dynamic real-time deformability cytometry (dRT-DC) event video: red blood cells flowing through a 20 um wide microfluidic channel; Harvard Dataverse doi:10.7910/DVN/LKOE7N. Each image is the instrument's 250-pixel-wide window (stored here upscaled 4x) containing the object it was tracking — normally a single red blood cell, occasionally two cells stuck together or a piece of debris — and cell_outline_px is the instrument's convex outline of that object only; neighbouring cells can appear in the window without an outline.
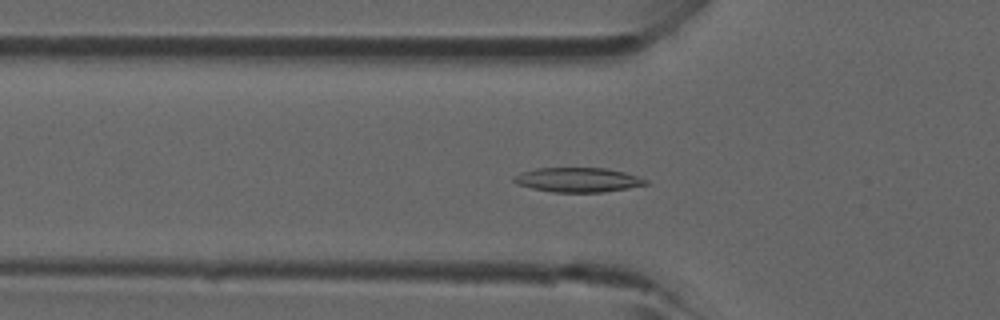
{"species": "common noctule bat (a hibernating species)", "species_latin": "Nyctalus noctula", "temperature_condition": "room temperature", "stored_images_in_passage": 8, "camera_frame_rate_fps": 3000, "um_per_image_px": 0.085, "animal": {"sex": "male", "forearm_length_mm": 52.5}, "frame": {"image": 1, "passage_image": 6, "time_ms": 1.667, "image_size_px": [1000, 320], "cell_outline_px": [[648, 184], [628, 188], [604, 192], [552, 192], [532, 188], [516, 184], [512, 180], [512, 176], [536, 168], [608, 168], [624, 172], [648, 180]], "centroid_in_image_um": [49.11, 15.29], "position_along_channel_um": 76.7, "area_um2": 18.79}}